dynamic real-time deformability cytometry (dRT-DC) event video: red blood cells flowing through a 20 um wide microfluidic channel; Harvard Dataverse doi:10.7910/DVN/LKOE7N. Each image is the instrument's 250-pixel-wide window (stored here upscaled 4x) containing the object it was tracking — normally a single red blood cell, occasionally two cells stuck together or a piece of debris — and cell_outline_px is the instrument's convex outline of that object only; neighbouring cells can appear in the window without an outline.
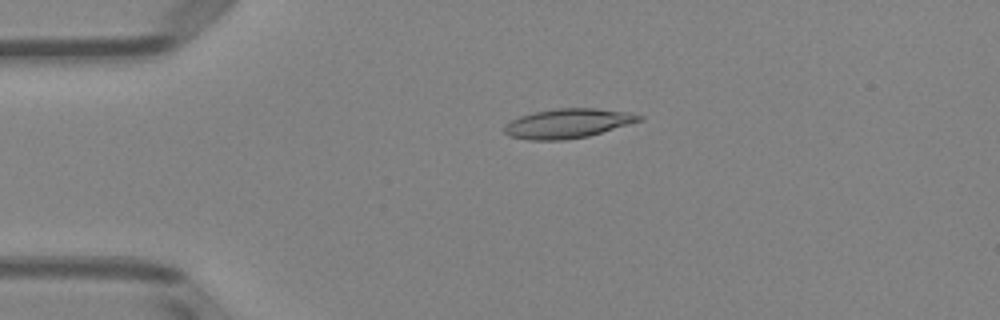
{"species": "Egyptian fruit bat (a non-hibernating species)", "species_latin": "Rousettus aegyptiacus", "temperature_condition": "room temperature", "stored_images_in_passage": 3, "camera_frame_rate_fps": 3000, "um_per_image_px": 0.085, "animal": {"sex": "female"}, "frame": {"image": 1, "passage_image": 3, "time_ms": 2.333, "image_size_px": [1000, 320], "cell_outline_px": [[644, 120], [588, 136], [564, 140], [528, 140], [508, 136], [504, 132], [504, 124], [520, 116], [536, 112], [556, 108], [596, 108], [628, 112], [644, 116]], "centroid_in_image_um": [48.27, 10.49], "position_along_channel_um": 36.7, "area_um2": 23.18}}